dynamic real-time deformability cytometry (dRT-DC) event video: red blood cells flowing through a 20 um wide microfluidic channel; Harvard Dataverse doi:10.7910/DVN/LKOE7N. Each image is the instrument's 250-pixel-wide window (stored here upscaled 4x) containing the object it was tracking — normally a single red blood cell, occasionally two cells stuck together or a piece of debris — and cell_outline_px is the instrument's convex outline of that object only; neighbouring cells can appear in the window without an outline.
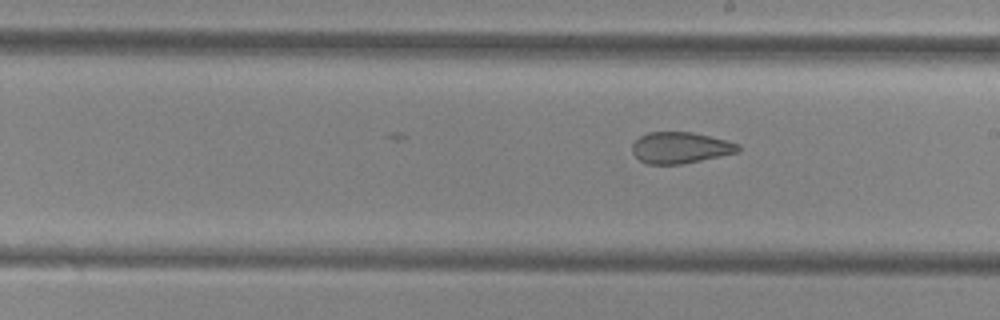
{"species": "common noctule bat (a hibernating species)", "species_latin": "Nyctalus noctula", "temperature_condition": "cold", "stored_images_in_passage": 10, "segment_of_instrument_passage": [2, 2], "camera_frame_rate_fps": 3000, "um_per_image_px": 0.085, "animal": {"sex": "female", "body_mass_g": 29.2, "forearm_length_mm": 56.3}, "frame": {"image": 1, "passage_image": 10, "time_ms": 11.333, "image_size_px": [1000, 320], "cell_outline_px": [[740, 152], [680, 164], [648, 164], [640, 160], [632, 152], [632, 144], [640, 136], [648, 132], [692, 132], [740, 144]], "centroid_in_image_um": [57.82, 12.55], "position_along_channel_um": 231.2, "area_um2": 19.13}}